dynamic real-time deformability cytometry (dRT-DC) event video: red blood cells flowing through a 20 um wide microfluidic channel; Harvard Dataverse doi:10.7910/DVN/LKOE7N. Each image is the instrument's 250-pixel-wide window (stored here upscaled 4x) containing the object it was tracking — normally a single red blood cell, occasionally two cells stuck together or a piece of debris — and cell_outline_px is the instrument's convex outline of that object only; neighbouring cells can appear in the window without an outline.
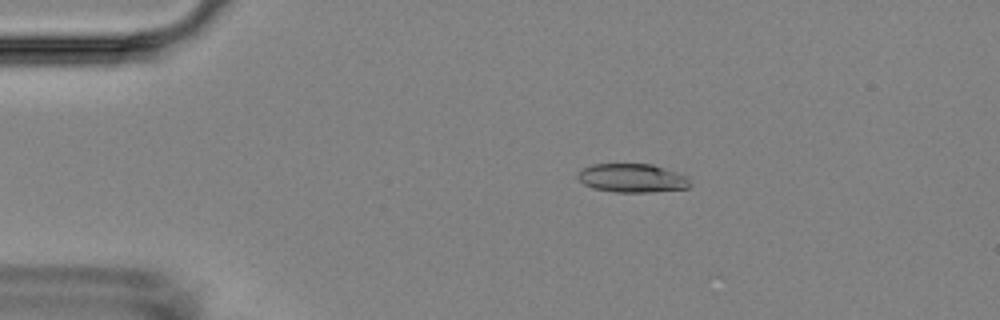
{"species": "Egyptian fruit bat (a non-hibernating species)", "species_latin": "Rousettus aegyptiacus", "temperature_condition": "room temperature", "stored_images_in_passage": 6, "camera_frame_rate_fps": 3000, "um_per_image_px": 0.085, "animal": {"sex": "female"}, "frame": {"image": 1, "passage_image": 2, "time_ms": 1.0, "image_size_px": [1000, 320], "cell_outline_px": [[692, 184], [688, 188], [652, 192], [616, 192], [592, 188], [584, 184], [576, 176], [580, 168], [592, 164], [652, 164], [676, 172], [684, 176]], "centroid_in_image_um": [53.69, 15.13], "position_along_channel_um": 31.3, "area_um2": 18.79}}
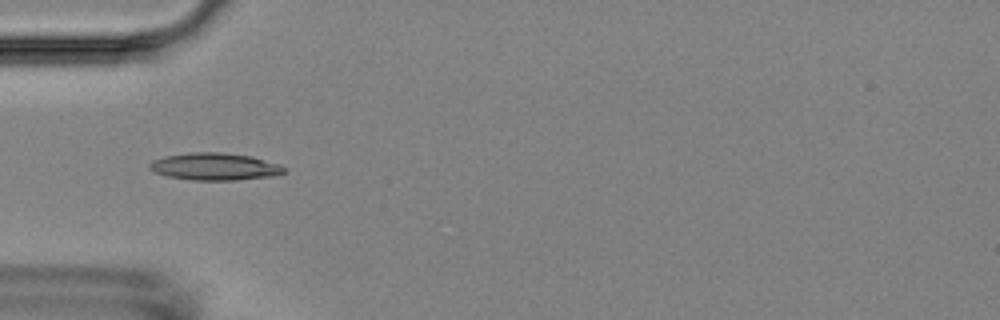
{"frame": {"image": 2, "passage_image": 4, "time_ms": 3.333, "image_size_px": [1000, 320], "cell_outline_px": [[288, 172], [272, 176], [236, 180], [192, 180], [168, 176], [152, 172], [148, 168], [148, 164], [152, 160], [164, 156], [192, 152], [220, 152], [252, 156], [280, 164], [288, 168]], "centroid_in_image_um": [18.27, 14.16], "position_along_channel_um": 66.7, "area_um2": 21.68}}